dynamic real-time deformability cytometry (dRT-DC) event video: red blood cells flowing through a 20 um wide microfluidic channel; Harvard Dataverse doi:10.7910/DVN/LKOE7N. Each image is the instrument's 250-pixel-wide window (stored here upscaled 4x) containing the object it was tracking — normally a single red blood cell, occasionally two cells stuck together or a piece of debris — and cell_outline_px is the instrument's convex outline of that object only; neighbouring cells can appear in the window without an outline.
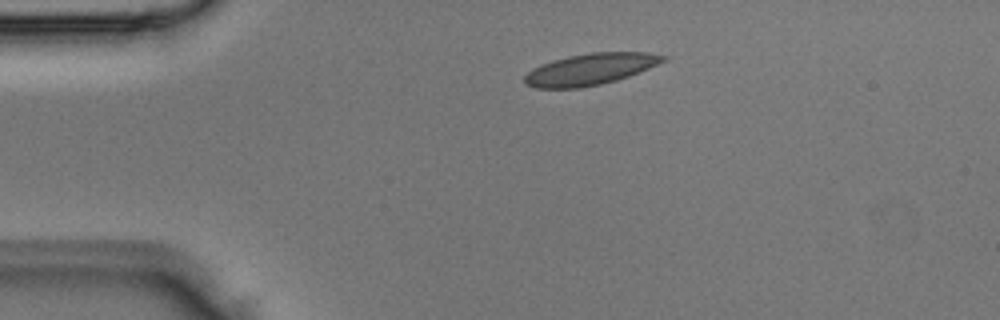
{"species": "Egyptian fruit bat (a non-hibernating species)", "species_latin": "Rousettus aegyptiacus", "temperature_condition": "room temperature", "stored_images_in_passage": 3, "camera_frame_rate_fps": 3000, "um_per_image_px": 0.085, "animal": {"sex": "male"}, "frame": {"image": 1, "passage_image": 1, "time_ms": 0.0, "image_size_px": [1000, 320], "cell_outline_px": [[668, 60], [640, 72], [616, 80], [600, 84], [580, 88], [536, 88], [524, 84], [524, 76], [532, 68], [552, 60], [568, 56], [592, 52], [648, 52], [668, 56]], "centroid_in_image_um": [50.19, 5.88], "position_along_channel_um": 34.8, "area_um2": 25.55}}